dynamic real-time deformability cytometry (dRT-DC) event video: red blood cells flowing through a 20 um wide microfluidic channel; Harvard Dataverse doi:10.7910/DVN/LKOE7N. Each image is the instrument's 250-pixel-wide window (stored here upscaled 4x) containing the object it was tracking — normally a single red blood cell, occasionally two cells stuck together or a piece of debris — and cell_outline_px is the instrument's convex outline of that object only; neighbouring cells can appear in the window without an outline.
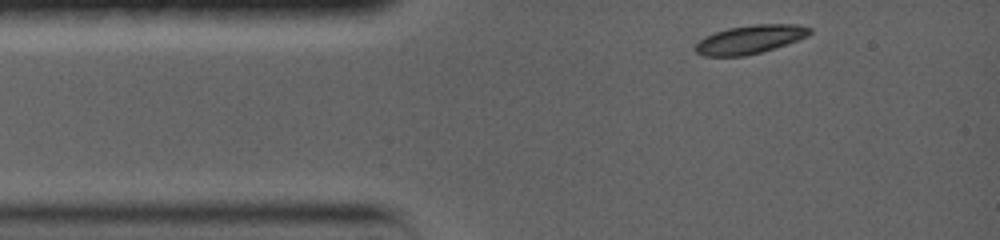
{"species": "common noctule bat (a hibernating species)", "species_latin": "Nyctalus noctula", "temperature_condition": "warm", "stored_images_in_passage": 11, "camera_frame_rate_fps": 5000, "um_per_image_px": 0.085, "animal": {"sex": "female", "body_mass_g": 19.0, "forearm_length_mm": 56.7}, "frame": {"image": 1, "passage_image": 1, "time_ms": 0.0, "image_size_px": [1000, 240], "cell_outline_px": [[812, 32], [808, 36], [776, 48], [744, 56], [704, 56], [696, 52], [696, 44], [704, 36], [728, 28], [756, 24], [796, 24], [812, 28]], "centroid_in_image_um": [63.78, 3.35], "position_along_channel_um": 21.2, "area_um2": 18.96}}
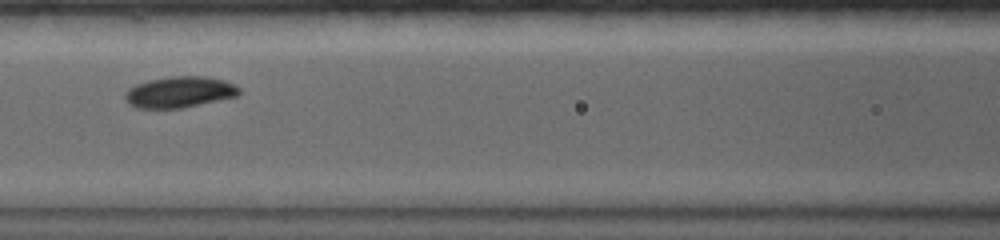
{"frame": {"image": 2, "passage_image": 5, "time_ms": 4.6, "image_size_px": [1000, 240], "cell_outline_px": [[240, 92], [236, 96], [180, 108], [136, 108], [128, 104], [124, 100], [124, 92], [128, 88], [136, 84], [148, 80], [168, 76], [204, 76], [224, 80], [236, 84], [240, 88]], "centroid_in_image_um": [15.21, 7.81], "position_along_channel_um": 151.4, "area_um2": 20.81}}
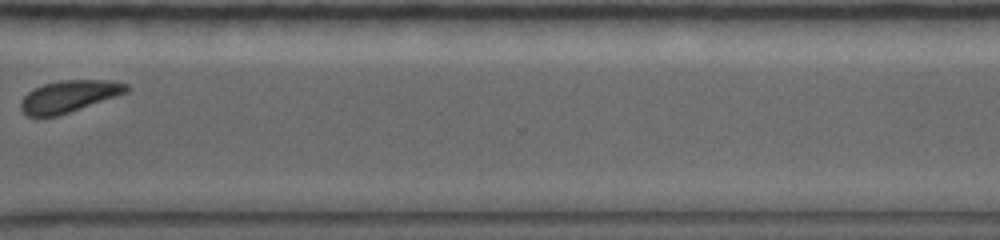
{"frame": {"image": 3, "passage_image": 10, "time_ms": 10.6, "image_size_px": [1000, 240], "cell_outline_px": [[128, 92], [56, 116], [28, 116], [20, 108], [20, 100], [28, 92], [44, 84], [60, 80], [108, 80], [128, 84]], "centroid_in_image_um": [5.85, 8.17], "position_along_channel_um": 364.8, "area_um2": 19.25}, "authors_computed_cell_mechanics": {"area_um2": 19.5364, "velocity_mm_per_s": 3.5556, "shape_relaxation_time_tau1_ms": 1.7311, "shape_relaxation_time_tau2_ms": null, "deformation_change_tau1": 0.0767, "deformation_change_tau2": null}}